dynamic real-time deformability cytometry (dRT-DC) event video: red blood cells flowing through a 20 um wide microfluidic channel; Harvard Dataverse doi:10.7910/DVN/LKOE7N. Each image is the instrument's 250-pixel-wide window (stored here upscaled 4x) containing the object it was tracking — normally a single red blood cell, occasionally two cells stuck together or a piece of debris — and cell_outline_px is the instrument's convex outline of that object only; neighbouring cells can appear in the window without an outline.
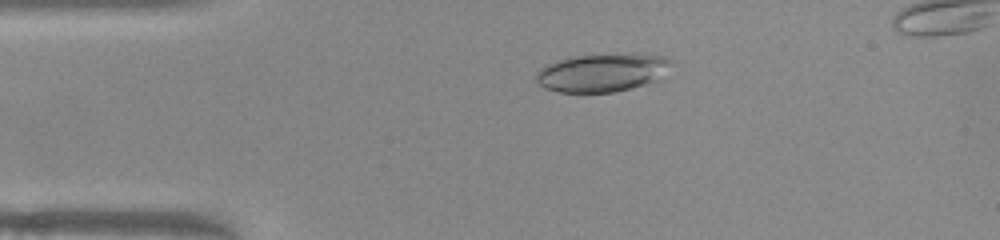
{"species": "common noctule bat (a hibernating species)", "species_latin": "Nyctalus noctula", "temperature_condition": "warm", "stored_images_in_passage": 44, "camera_frame_rate_fps": 3000, "um_per_image_px": 0.085, "animal": {"sex": "female", "body_mass_g": 22.0, "forearm_length_mm": 56.7}, "frame": {"image": 1, "passage_image": 5, "time_ms": 1.333, "image_size_px": [1000, 240], "cell_outline_px": [[672, 64], [656, 80], [632, 88], [612, 92], [560, 92], [544, 88], [536, 84], [536, 72], [540, 68], [556, 60], [572, 56], [636, 52], [664, 56], [672, 60]], "centroid_in_image_um": [51.17, 6.14], "position_along_channel_um": 33.8, "area_um2": 30.46}}
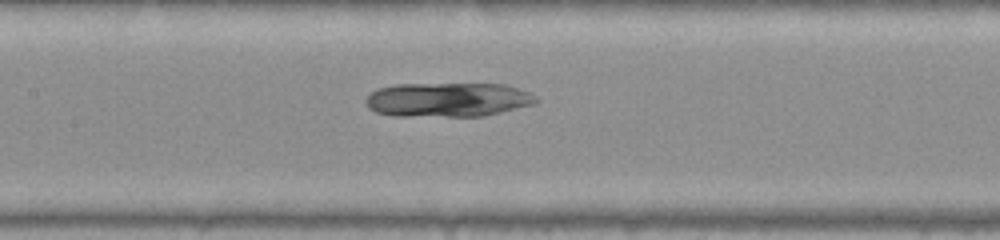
{"frame": {"image": 2, "passage_image": 18, "time_ms": 5.667, "image_size_px": [1000, 240], "cell_outline_px": [[540, 100], [536, 104], [484, 116], [392, 116], [376, 112], [368, 108], [364, 100], [376, 88], [396, 84], [504, 84], [528, 92], [536, 96]], "centroid_in_image_um": [38.05, 8.48], "position_along_channel_um": 169.3, "area_um2": 34.28}}
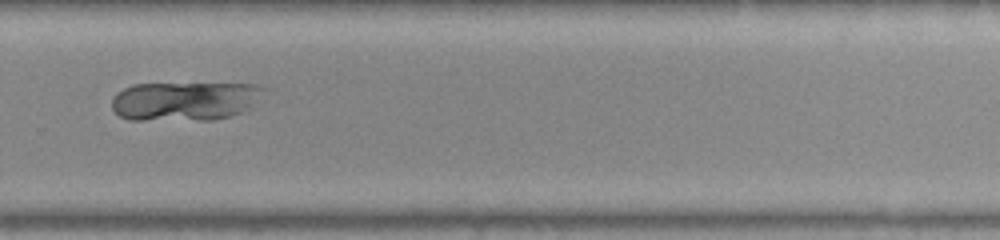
{"frame": {"image": 3, "passage_image": 29, "time_ms": 9.333, "image_size_px": [1000, 240], "cell_outline_px": [[268, 88], [244, 112], [232, 116], [212, 120], [128, 120], [120, 116], [112, 108], [112, 96], [116, 92], [132, 84], [256, 84]], "centroid_in_image_um": [15.69, 8.6], "position_along_channel_um": 314.1, "area_um2": 34.8}}